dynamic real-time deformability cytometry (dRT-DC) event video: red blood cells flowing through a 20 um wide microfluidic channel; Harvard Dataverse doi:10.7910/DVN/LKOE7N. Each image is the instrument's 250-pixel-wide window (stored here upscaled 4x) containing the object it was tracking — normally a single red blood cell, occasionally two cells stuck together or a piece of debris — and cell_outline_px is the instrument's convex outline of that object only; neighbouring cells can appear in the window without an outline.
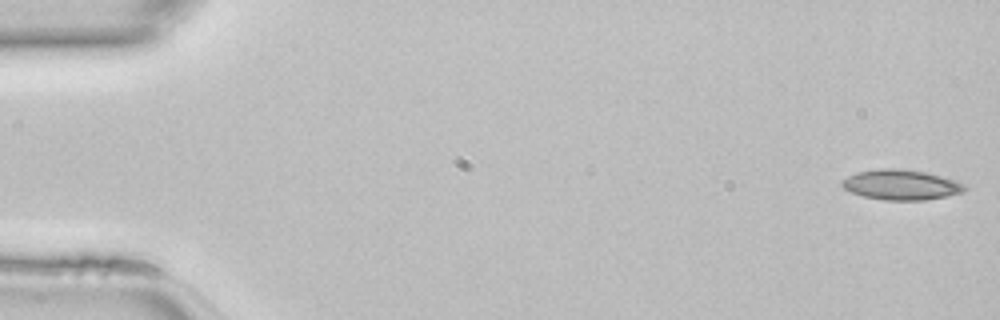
{"species": "common noctule bat (a hibernating species)", "species_latin": "Nyctalus noctula", "temperature_condition": "room temperature", "stored_images_in_passage": 46, "camera_frame_rate_fps": 3000, "um_per_image_px": 0.085, "animal": {"sex": "female", "body_mass_g": 22.7, "forearm_length_mm": 54.2}, "frame": {"image": 1, "passage_image": 1, "time_ms": 0.0, "image_size_px": [1000, 320], "cell_outline_px": [[968, 188], [964, 192], [924, 200], [884, 200], [864, 196], [852, 192], [844, 188], [840, 184], [840, 180], [856, 172], [880, 168], [892, 168], [924, 172], [940, 176], [964, 184]], "centroid_in_image_um": [76.55, 15.7], "position_along_channel_um": 8.4, "area_um2": 21.33}}
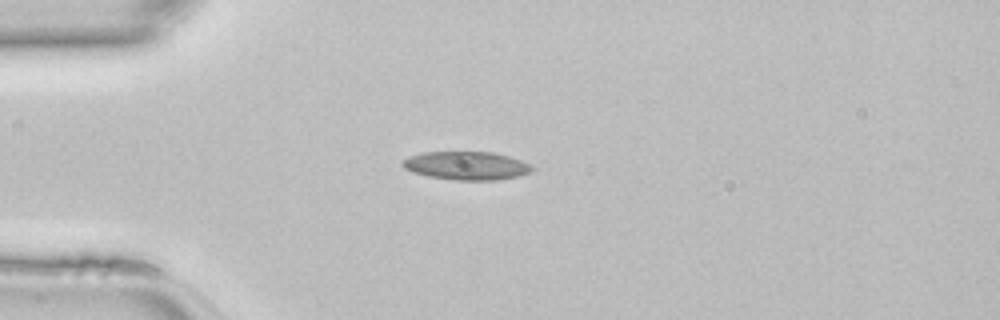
{"frame": {"image": 2, "passage_image": 12, "time_ms": 3.667, "image_size_px": [1000, 320], "cell_outline_px": [[536, 168], [532, 172], [516, 176], [496, 180], [452, 180], [428, 176], [412, 172], [404, 168], [400, 164], [404, 160], [412, 156], [424, 152], [492, 152], [508, 156], [532, 164]], "centroid_in_image_um": [39.68, 14.09], "position_along_channel_um": 45.3, "area_um2": 21.39}}
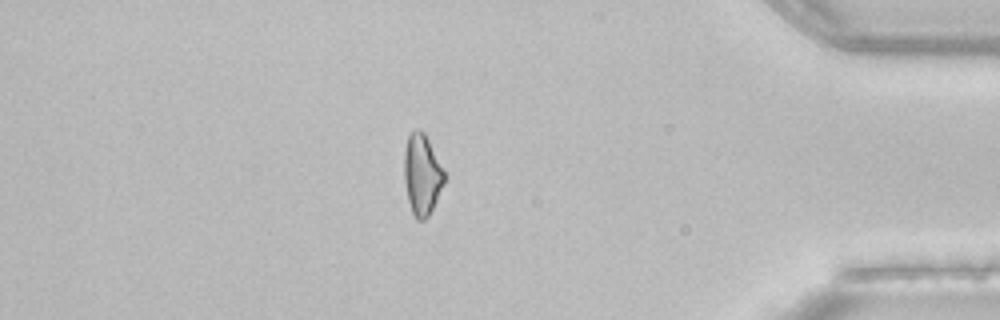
{"frame": {"image": 3, "passage_image": 40, "time_ms": 13.0, "image_size_px": [1000, 320], "cell_outline_px": [[444, 184], [428, 216], [424, 220], [416, 220], [412, 212], [408, 200], [404, 180], [404, 148], [408, 136], [416, 128], [420, 128], [424, 132], [444, 168]], "centroid_in_image_um": [35.86, 14.81], "position_along_channel_um": 399.3, "area_um2": 18.96}}